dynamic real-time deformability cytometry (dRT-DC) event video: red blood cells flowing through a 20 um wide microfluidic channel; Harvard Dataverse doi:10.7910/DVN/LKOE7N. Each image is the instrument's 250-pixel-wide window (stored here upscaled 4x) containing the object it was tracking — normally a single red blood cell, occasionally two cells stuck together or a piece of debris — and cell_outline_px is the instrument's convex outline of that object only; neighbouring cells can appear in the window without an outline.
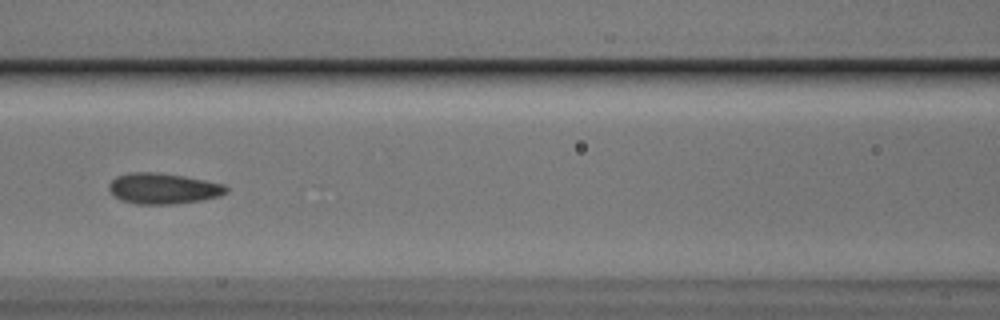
{"species": "Egyptian fruit bat (a non-hibernating species)", "species_latin": "Rousettus aegyptiacus", "temperature_condition": "cold", "stored_images_in_passage": 51, "camera_frame_rate_fps": 3000, "um_per_image_px": 0.085, "animal": {"sex": "male"}, "frame": {"image": 1, "passage_image": 24, "time_ms": 7.667, "image_size_px": [1000, 320], "cell_outline_px": [[228, 192], [220, 196], [204, 200], [176, 204], [136, 204], [120, 200], [112, 196], [108, 188], [108, 184], [116, 176], [128, 172], [160, 172], [184, 176], [224, 184], [228, 188]], "centroid_in_image_um": [13.85, 16.02], "position_along_channel_um": 152.8, "area_um2": 21.44}}
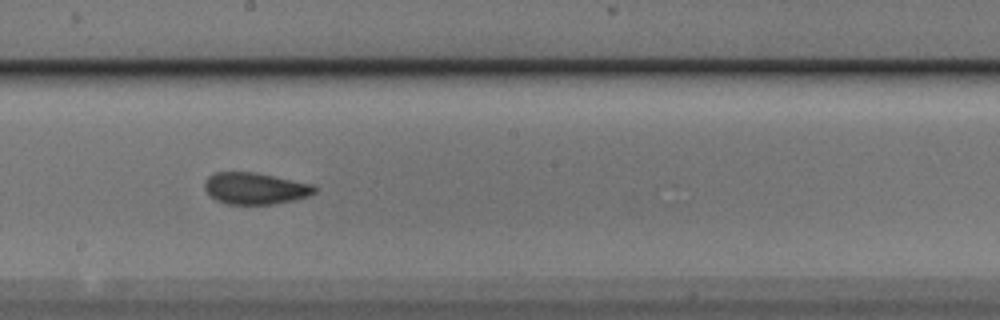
{"frame": {"image": 2, "passage_image": 30, "time_ms": 9.667, "image_size_px": [1000, 320], "cell_outline_px": [[316, 192], [308, 196], [292, 200], [272, 204], [224, 204], [208, 196], [204, 188], [204, 180], [208, 176], [216, 172], [256, 172], [312, 184], [316, 188]], "centroid_in_image_um": [21.63, 16.01], "position_along_channel_um": 226.6, "area_um2": 20.4}}
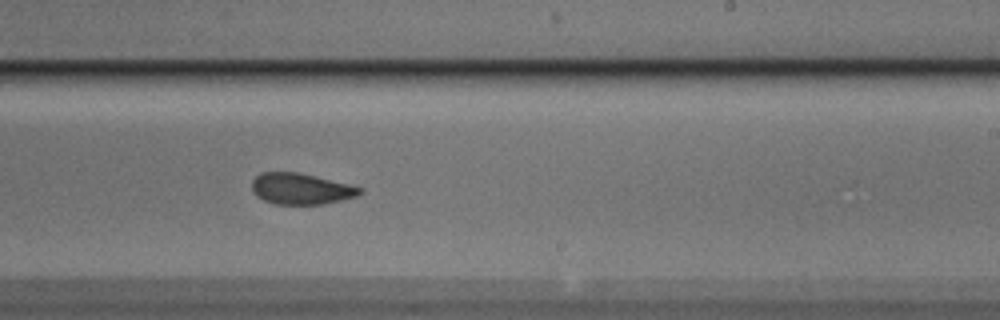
{"frame": {"image": 3, "passage_image": 33, "time_ms": 10.667, "image_size_px": [1000, 320], "cell_outline_px": [[364, 192], [356, 196], [324, 204], [276, 204], [264, 200], [256, 196], [252, 192], [252, 180], [260, 172], [300, 172], [364, 188]], "centroid_in_image_um": [25.57, 16.04], "position_along_channel_um": 263.4, "area_um2": 19.65}}